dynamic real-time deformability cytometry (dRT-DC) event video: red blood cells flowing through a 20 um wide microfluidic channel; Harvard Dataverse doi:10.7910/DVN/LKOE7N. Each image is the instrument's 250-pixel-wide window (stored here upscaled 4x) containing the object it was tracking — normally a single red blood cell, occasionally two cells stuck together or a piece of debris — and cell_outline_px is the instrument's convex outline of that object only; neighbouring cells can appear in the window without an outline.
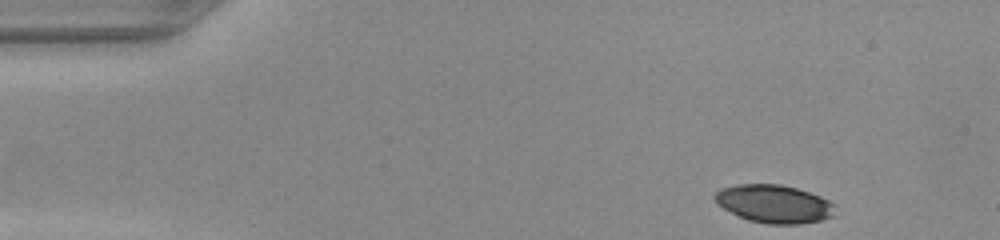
{"species": "common noctule bat (a hibernating species)", "species_latin": "Nyctalus noctula", "temperature_condition": "warm", "stored_images_in_passage": 46, "segment_of_instrument_passage": [1, 2], "camera_frame_rate_fps": 3000, "um_per_image_px": 0.085, "animal": {"sex": "female", "body_mass_g": 22.0, "forearm_length_mm": 56.7}, "frame": {"image": 1, "passage_image": 1, "time_ms": 0.0, "image_size_px": [1000, 240], "cell_outline_px": [[832, 216], [820, 220], [796, 224], [764, 224], [748, 220], [716, 204], [712, 196], [720, 188], [736, 184], [780, 184], [796, 188], [820, 196], [828, 200], [832, 204]], "centroid_in_image_um": [65.72, 17.32], "position_along_channel_um": 19.3, "area_um2": 26.47}}
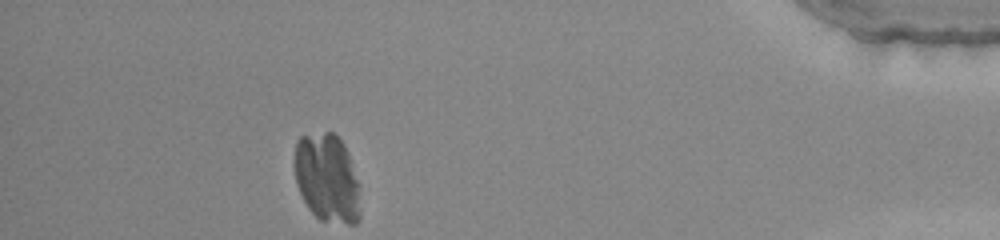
{"frame": {"image": 2, "passage_image": 40, "time_ms": 13.0, "image_size_px": [1000, 240], "cell_outline_px": [[360, 216], [356, 224], [348, 224], [320, 220], [308, 208], [296, 184], [292, 164], [296, 140], [300, 136], [324, 132], [332, 132], [344, 144], [356, 180], [360, 212]], "centroid_in_image_um": [27.74, 15.13], "position_along_channel_um": 407.5, "area_um2": 33.87}}